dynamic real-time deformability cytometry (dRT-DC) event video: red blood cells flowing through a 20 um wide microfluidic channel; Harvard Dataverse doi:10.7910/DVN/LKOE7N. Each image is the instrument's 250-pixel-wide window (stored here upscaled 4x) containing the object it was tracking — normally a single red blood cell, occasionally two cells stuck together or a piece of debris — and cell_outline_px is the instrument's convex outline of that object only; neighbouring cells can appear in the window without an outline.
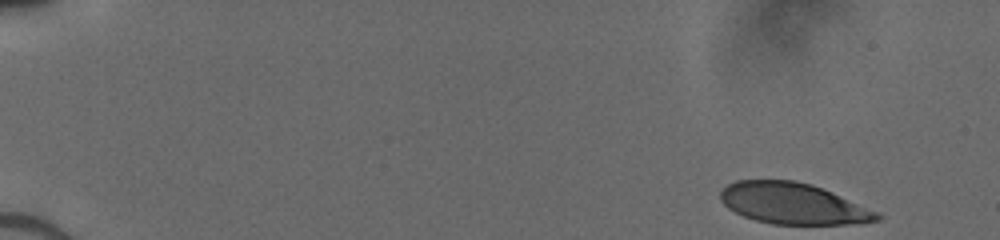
{"species": "human", "species_latin": "Homo sapiens", "temperature_condition": "cold", "stored_images_in_passage": 48, "camera_frame_rate_fps": 3000, "um_per_image_px": 0.085, "donor": {"sex": "male"}, "frame": {"image": 1, "passage_image": 1, "time_ms": 0.0, "image_size_px": [1000, 240], "cell_outline_px": [[884, 216], [880, 220], [864, 224], [772, 224], [756, 220], [744, 216], [728, 208], [720, 200], [720, 192], [728, 184], [736, 180], [796, 180], [812, 184], [832, 192], [880, 212]], "centroid_in_image_um": [67.47, 17.31], "position_along_channel_um": 17.5, "area_um2": 37.86}}
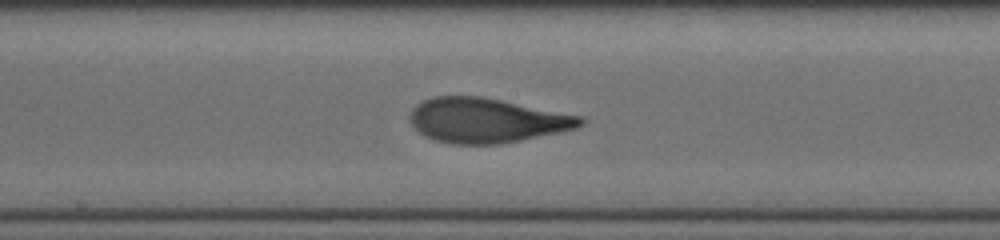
{"frame": {"image": 2, "passage_image": 26, "time_ms": 8.333, "image_size_px": [1000, 240], "cell_outline_px": [[584, 124], [576, 128], [560, 132], [500, 144], [452, 144], [436, 140], [424, 136], [408, 120], [408, 116], [412, 108], [416, 104], [432, 96], [480, 96], [584, 116]], "centroid_in_image_um": [41.35, 10.23], "position_along_channel_um": 206.9, "area_um2": 44.45}}
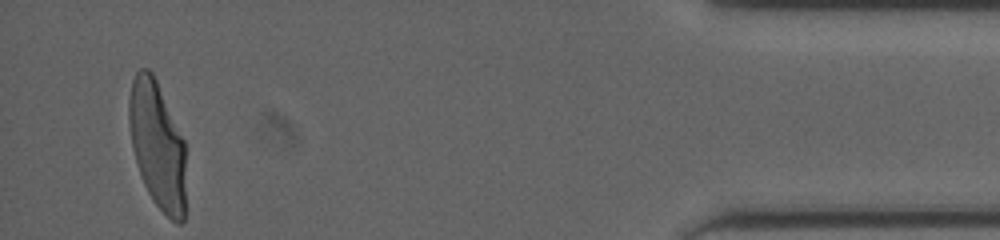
{"frame": {"image": 3, "passage_image": 46, "time_ms": 15.0, "image_size_px": [1000, 240], "cell_outline_px": [[184, 220], [180, 224], [176, 224], [152, 200], [144, 184], [132, 148], [128, 120], [128, 100], [132, 80], [136, 72], [140, 68], [148, 68], [152, 72], [156, 80], [184, 140]], "centroid_in_image_um": [13.35, 12.3], "position_along_channel_um": 421.9, "area_um2": 41.79}}